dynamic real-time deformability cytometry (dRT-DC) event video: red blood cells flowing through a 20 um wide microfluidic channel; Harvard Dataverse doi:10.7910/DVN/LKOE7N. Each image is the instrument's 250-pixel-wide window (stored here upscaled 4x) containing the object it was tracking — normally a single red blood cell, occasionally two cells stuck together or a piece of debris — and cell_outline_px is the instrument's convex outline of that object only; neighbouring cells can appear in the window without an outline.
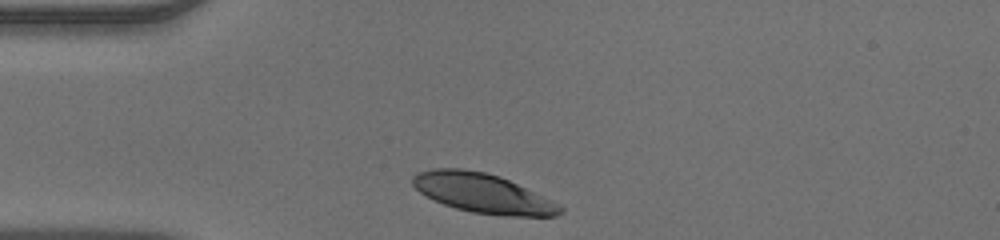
{"species": "human", "species_latin": "Homo sapiens", "temperature_condition": "warm", "stored_images_in_passage": 29, "camera_frame_rate_fps": 3000, "um_per_image_px": 0.085, "donor": {"sex": "male"}, "frame": {"image": 1, "passage_image": 1, "time_ms": 0.0, "image_size_px": [1000, 240], "cell_outline_px": [[564, 212], [556, 216], [508, 216], [472, 212], [456, 208], [432, 200], [420, 192], [412, 184], [412, 176], [416, 172], [432, 168], [460, 168], [484, 172], [500, 176], [552, 200], [560, 204], [564, 208]], "centroid_in_image_um": [41.03, 16.42], "position_along_channel_um": 44.0, "area_um2": 33.93}}
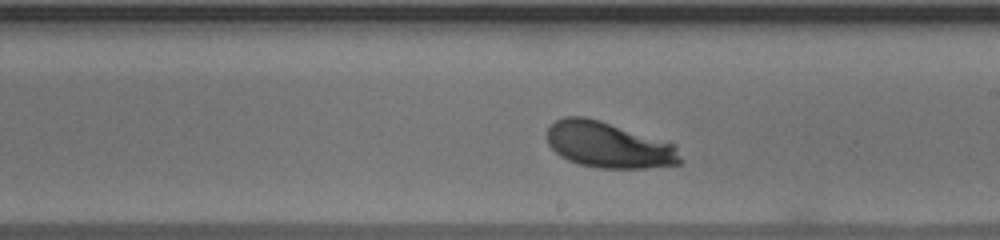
{"frame": {"image": 2, "passage_image": 17, "time_ms": 5.333, "image_size_px": [1000, 240], "cell_outline_px": [[680, 164], [648, 168], [596, 168], [580, 164], [568, 160], [560, 156], [548, 144], [548, 128], [556, 120], [564, 116], [584, 116], [600, 120], [676, 144], [680, 160]], "centroid_in_image_um": [51.72, 12.32], "position_along_channel_um": 237.3, "area_um2": 35.6}}
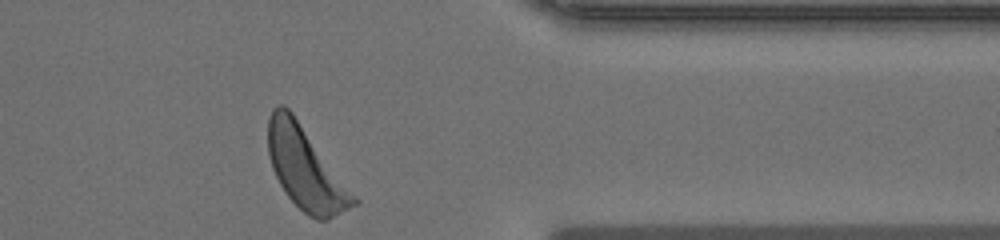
{"frame": {"image": 3, "passage_image": 29, "time_ms": 9.333, "image_size_px": [1000, 240], "cell_outline_px": [[360, 204], [328, 220], [316, 220], [308, 216], [288, 196], [280, 184], [272, 168], [268, 156], [268, 120], [272, 108], [276, 104], [284, 104], [292, 112], [360, 200]], "centroid_in_image_um": [26.0, 14.33], "position_along_channel_um": 385.4, "area_um2": 41.04}}